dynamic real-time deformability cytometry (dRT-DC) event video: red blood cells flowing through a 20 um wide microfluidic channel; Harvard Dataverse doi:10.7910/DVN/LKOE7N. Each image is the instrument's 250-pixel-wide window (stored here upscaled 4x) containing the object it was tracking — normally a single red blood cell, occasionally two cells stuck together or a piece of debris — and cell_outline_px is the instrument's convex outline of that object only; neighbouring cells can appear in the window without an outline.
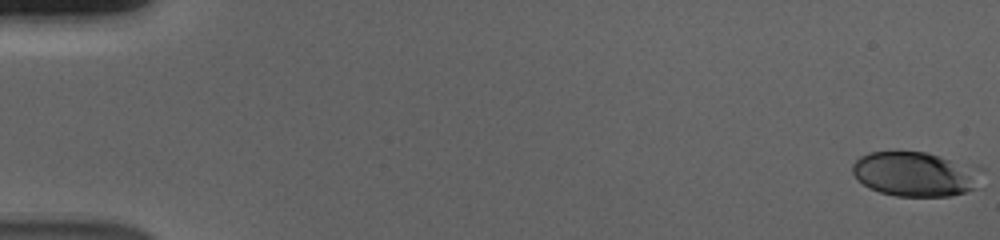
{"species": "human", "species_latin": "Homo sapiens", "temperature_condition": "cold", "stored_images_in_passage": 57, "camera_frame_rate_fps": 3000, "um_per_image_px": 0.085, "donor": {"sex": "male"}, "frame": {"image": 1, "passage_image": 1, "time_ms": 0.0, "image_size_px": [1000, 240], "cell_outline_px": [[984, 168], [976, 188], [952, 196], [896, 196], [880, 192], [868, 188], [852, 172], [852, 164], [860, 156], [868, 152], [924, 152], [976, 164]], "centroid_in_image_um": [77.86, 14.78], "position_along_channel_um": 7.1, "area_um2": 33.99}}
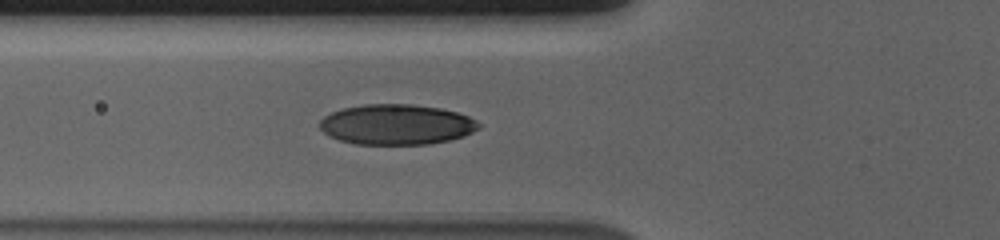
{"frame": {"image": 2, "passage_image": 22, "time_ms": 7.0, "image_size_px": [1000, 240], "cell_outline_px": [[480, 128], [464, 136], [448, 140], [428, 144], [356, 144], [340, 140], [328, 136], [320, 128], [320, 120], [324, 116], [332, 112], [344, 108], [364, 104], [412, 104], [440, 108], [456, 112], [468, 116], [476, 120], [480, 124]], "centroid_in_image_um": [33.7, 10.58], "position_along_channel_um": 92.1, "area_um2": 37.34}}
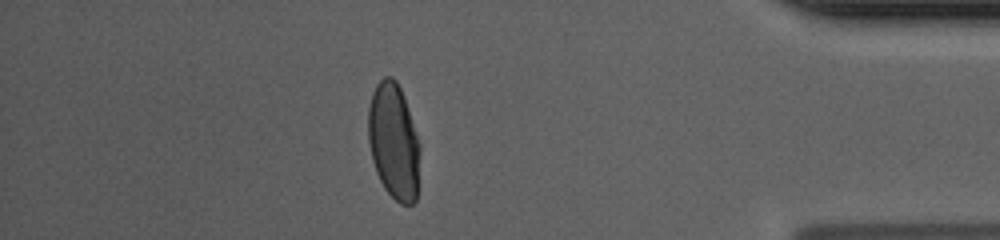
{"frame": {"image": 3, "passage_image": 50, "time_ms": 16.333, "image_size_px": [1000, 240], "cell_outline_px": [[420, 152], [416, 200], [412, 204], [400, 204], [384, 188], [376, 172], [372, 160], [368, 140], [368, 108], [372, 92], [376, 84], [384, 76], [392, 76], [396, 80], [400, 88], [420, 148]], "centroid_in_image_um": [33.44, 12.03], "position_along_channel_um": 401.8, "area_um2": 34.62}, "authors_computed_cell_mechanics": {"area_um2": 35.8938, "velocity_mm_per_s": 3.6916, "shape_relaxation_time_tau1_ms": 4.9604, "shape_relaxation_time_tau2_ms": null, "deformation_change_tau1": 0.2006, "deformation_change_tau2": null}}